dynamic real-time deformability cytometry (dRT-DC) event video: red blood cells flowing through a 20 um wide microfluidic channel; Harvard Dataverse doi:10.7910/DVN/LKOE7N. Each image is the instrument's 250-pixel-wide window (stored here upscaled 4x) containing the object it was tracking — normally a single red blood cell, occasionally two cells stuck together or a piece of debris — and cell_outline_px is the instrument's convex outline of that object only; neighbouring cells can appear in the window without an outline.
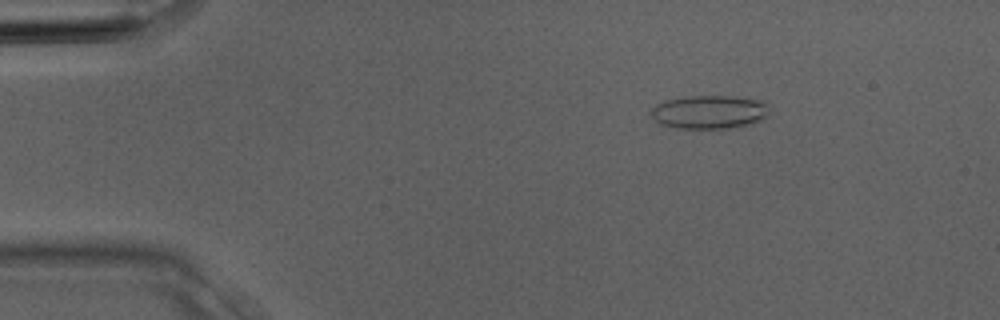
{"species": "Egyptian fruit bat (a non-hibernating species)", "species_latin": "Rousettus aegyptiacus", "temperature_condition": "room temperature", "stored_images_in_passage": 2, "camera_frame_rate_fps": 3000, "um_per_image_px": 0.085, "animal": {"sex": "male"}, "frame": {"image": 1, "passage_image": 2, "time_ms": 0.333, "image_size_px": [1000, 320], "cell_outline_px": [[768, 116], [744, 124], [728, 128], [676, 128], [660, 124], [648, 112], [656, 104], [664, 100], [684, 96], [736, 96], [764, 100], [768, 112]], "centroid_in_image_um": [60.23, 9.49], "position_along_channel_um": 24.8, "area_um2": 23.0}}